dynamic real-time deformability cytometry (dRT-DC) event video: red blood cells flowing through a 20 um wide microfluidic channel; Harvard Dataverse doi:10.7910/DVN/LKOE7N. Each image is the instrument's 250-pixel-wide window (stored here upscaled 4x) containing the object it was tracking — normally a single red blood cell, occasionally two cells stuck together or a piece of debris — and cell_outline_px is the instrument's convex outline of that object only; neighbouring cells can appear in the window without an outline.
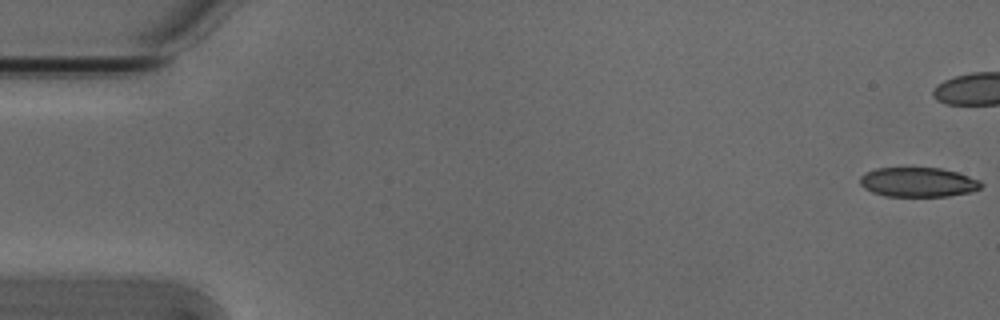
{"species": "Egyptian fruit bat (a non-hibernating species)", "species_latin": "Rousettus aegyptiacus", "temperature_condition": "cold", "stored_images_in_passage": 42, "camera_frame_rate_fps": 3000, "um_per_image_px": 0.085, "animal": {"sex": "male"}, "frame": {"image": 1, "passage_image": 1, "time_ms": 0.0, "image_size_px": [1000, 320], "cell_outline_px": [[984, 184], [980, 188], [972, 192], [948, 196], [884, 196], [872, 192], [864, 188], [860, 184], [860, 176], [864, 172], [876, 168], [940, 168], [956, 172], [980, 180]], "centroid_in_image_um": [78.03, 15.49], "position_along_channel_um": 7.0, "area_um2": 20.92}}
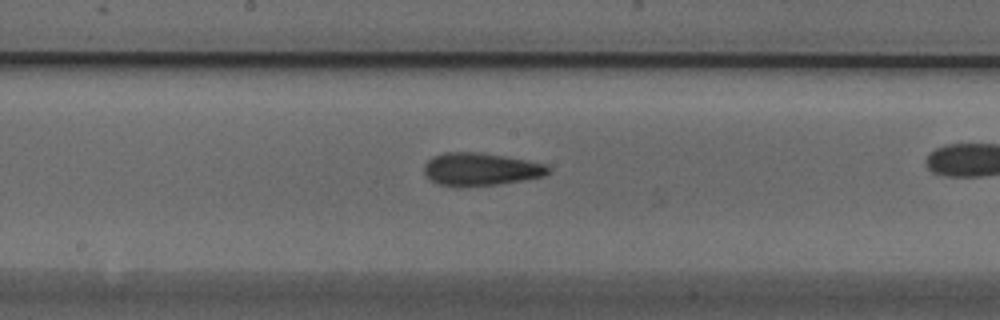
{"frame": {"image": 2, "passage_image": 28, "time_ms": 9.0, "image_size_px": [1000, 320], "cell_outline_px": [[548, 172], [544, 176], [496, 184], [460, 188], [452, 188], [440, 184], [432, 180], [424, 172], [424, 164], [432, 156], [444, 152], [484, 152], [528, 160], [544, 164], [548, 168]], "centroid_in_image_um": [40.79, 14.38], "position_along_channel_um": 207.4, "area_um2": 23.87}}
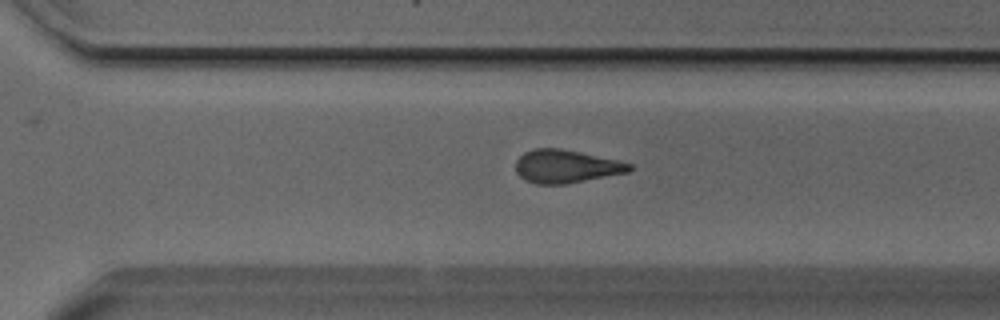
{"frame": {"image": 3, "passage_image": 37, "time_ms": 12.0, "image_size_px": [1000, 320], "cell_outline_px": [[632, 168], [628, 172], [564, 184], [536, 184], [524, 180], [516, 172], [516, 160], [524, 152], [536, 148], [560, 148], [620, 160], [632, 164]], "centroid_in_image_um": [48.1, 14.13], "position_along_channel_um": 322.5, "area_um2": 21.91}}